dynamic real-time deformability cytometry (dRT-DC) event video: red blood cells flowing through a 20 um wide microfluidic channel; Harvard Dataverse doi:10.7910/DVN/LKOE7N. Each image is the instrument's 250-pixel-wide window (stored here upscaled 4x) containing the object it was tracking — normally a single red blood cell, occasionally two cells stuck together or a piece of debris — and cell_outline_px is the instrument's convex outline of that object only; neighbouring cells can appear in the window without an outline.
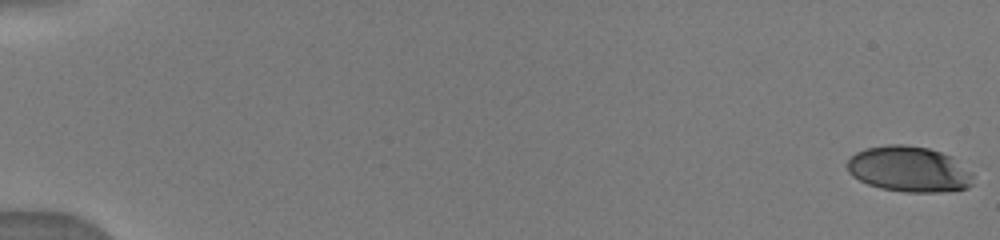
{"species": "human", "species_latin": "Homo sapiens", "temperature_condition": "warm", "stored_images_in_passage": 21, "camera_frame_rate_fps": 3000, "um_per_image_px": 0.085, "donor": {"sex": "male"}, "frame": {"image": 1, "passage_image": 1, "time_ms": 0.0, "image_size_px": [1000, 240], "cell_outline_px": [[972, 184], [968, 188], [944, 192], [904, 192], [880, 188], [868, 184], [852, 176], [848, 172], [844, 164], [856, 152], [864, 148], [888, 144], [904, 144], [928, 148], [952, 156], [972, 172]], "centroid_in_image_um": [77.25, 14.38], "position_along_channel_um": 7.8, "area_um2": 33.87}}
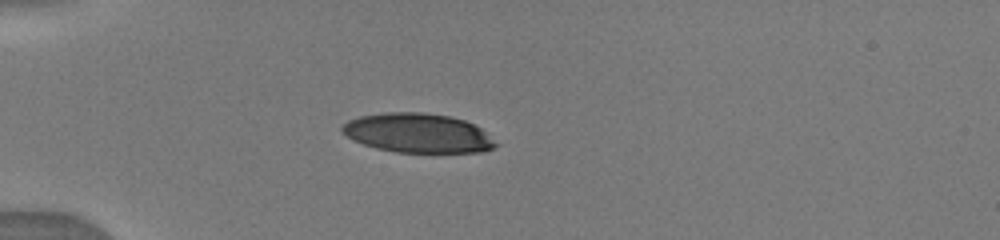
{"frame": {"image": 2, "passage_image": 18, "time_ms": 5.0, "image_size_px": [1000, 240], "cell_outline_px": [[500, 144], [484, 152], [396, 152], [376, 148], [352, 140], [340, 132], [340, 128], [348, 120], [360, 116], [384, 112], [420, 112], [448, 116], [464, 120], [480, 128]], "centroid_in_image_um": [35.49, 11.31], "position_along_channel_um": 49.5, "area_um2": 35.2}}